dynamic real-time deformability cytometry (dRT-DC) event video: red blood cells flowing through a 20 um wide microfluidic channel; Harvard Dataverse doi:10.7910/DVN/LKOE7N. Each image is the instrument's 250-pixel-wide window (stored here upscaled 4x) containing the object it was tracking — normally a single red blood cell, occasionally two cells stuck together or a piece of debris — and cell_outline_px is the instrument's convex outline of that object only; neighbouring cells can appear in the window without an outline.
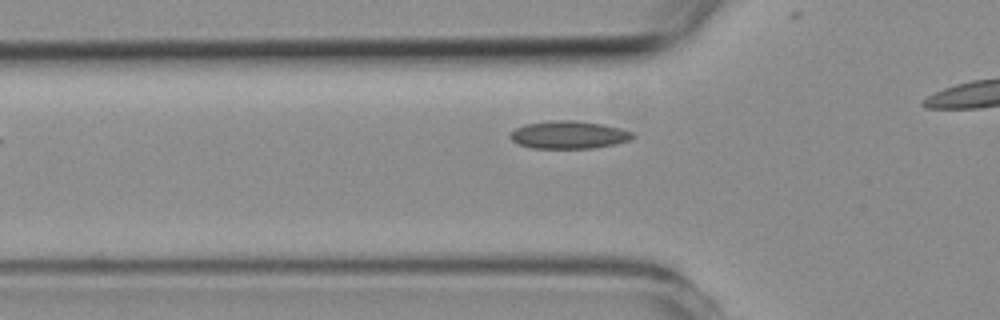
{"species": "common noctule bat (a hibernating species)", "species_latin": "Nyctalus noctula", "temperature_condition": "room temperature", "stored_images_in_passage": 3, "camera_frame_rate_fps": 3000, "um_per_image_px": 0.085, "animal": {"sex": "female", "body_mass_g": 19.3, "forearm_length_mm": 54.1}, "frame": {"image": 1, "passage_image": 3, "time_ms": 3.333, "image_size_px": [1000, 320], "cell_outline_px": [[636, 136], [628, 140], [612, 144], [592, 148], [532, 148], [520, 144], [512, 140], [508, 136], [516, 128], [524, 124], [548, 120], [576, 120], [604, 124], [620, 128], [632, 132]], "centroid_in_image_um": [48.33, 11.44], "position_along_channel_um": 77.5, "area_um2": 19.77}}